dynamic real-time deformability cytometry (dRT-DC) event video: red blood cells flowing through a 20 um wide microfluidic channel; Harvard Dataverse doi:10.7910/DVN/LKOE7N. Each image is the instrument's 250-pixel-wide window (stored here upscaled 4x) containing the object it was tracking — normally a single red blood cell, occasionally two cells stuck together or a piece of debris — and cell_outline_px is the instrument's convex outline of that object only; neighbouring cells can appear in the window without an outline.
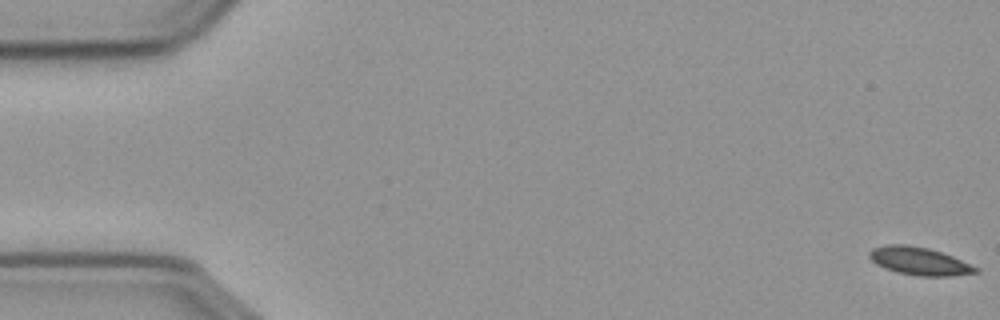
{"species": "common noctule bat (a hibernating species)", "species_latin": "Nyctalus noctula", "temperature_condition": "cold", "stored_images_in_passage": 58, "camera_frame_rate_fps": 3000, "um_per_image_px": 0.085, "animal": {"sex": "male", "body_mass_g": 23.1, "forearm_length_mm": 52.7}, "frame": {"image": 1, "passage_image": 1, "time_ms": 0.0, "image_size_px": [1000, 320], "cell_outline_px": [[980, 272], [952, 276], [920, 276], [896, 272], [884, 268], [876, 264], [868, 256], [868, 252], [872, 248], [884, 244], [904, 244], [928, 248], [952, 256], [980, 268]], "centroid_in_image_um": [78.13, 22.19], "position_along_channel_um": 6.9, "area_um2": 17.4}}
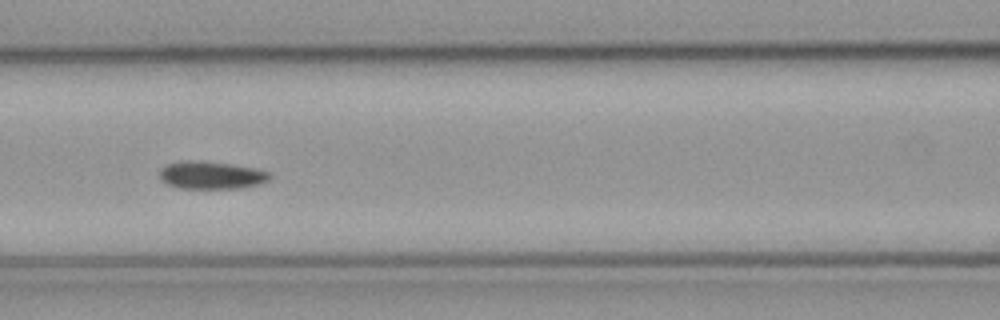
{"frame": {"image": 2, "passage_image": 25, "time_ms": 8.0, "image_size_px": [1000, 320], "cell_outline_px": [[272, 176], [268, 180], [256, 184], [240, 188], [180, 188], [168, 184], [160, 180], [160, 168], [168, 164], [188, 160], [200, 160], [232, 164], [272, 172]], "centroid_in_image_um": [17.95, 14.88], "position_along_channel_um": 148.7, "area_um2": 17.69}}
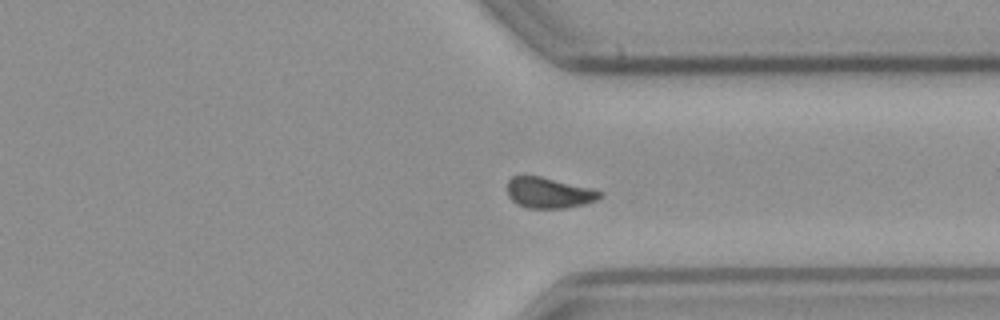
{"frame": {"image": 3, "passage_image": 43, "time_ms": 14.0, "image_size_px": [1000, 320], "cell_outline_px": [[604, 196], [596, 200], [584, 204], [564, 208], [528, 208], [516, 204], [508, 196], [508, 180], [512, 176], [540, 176], [604, 192]], "centroid_in_image_um": [46.64, 16.4], "position_along_channel_um": 364.8, "area_um2": 16.42}, "authors_computed_cell_mechanics": {"area_um2": 17.3978, "velocity_mm_per_s": 3.6131, "shape_relaxation_time_tau1_ms": null, "shape_relaxation_time_tau2_ms": 4.9909, "deformation_change_tau1": null, "deformation_change_tau2": 0.0796}}